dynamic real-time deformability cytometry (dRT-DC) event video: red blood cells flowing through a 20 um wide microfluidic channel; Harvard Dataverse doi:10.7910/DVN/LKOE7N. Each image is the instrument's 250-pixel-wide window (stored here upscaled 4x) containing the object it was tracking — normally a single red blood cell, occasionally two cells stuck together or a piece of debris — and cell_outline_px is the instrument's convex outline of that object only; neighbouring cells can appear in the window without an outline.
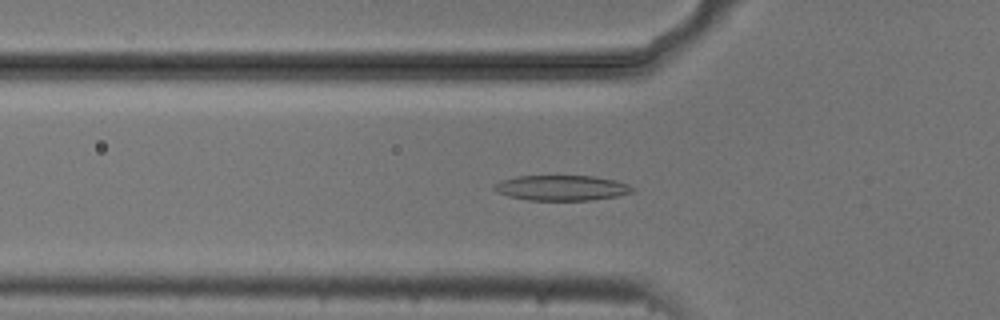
{"species": "common noctule bat (a hibernating species)", "species_latin": "Nyctalus noctula", "temperature_condition": "cold", "stored_images_in_passage": 54, "camera_frame_rate_fps": 3000, "um_per_image_px": 0.085, "animal": {"sex": "male", "body_mass_g": 20.5, "forearm_length_mm": 52.5}, "frame": {"image": 1, "passage_image": 17, "time_ms": 5.333, "image_size_px": [1000, 320], "cell_outline_px": [[636, 188], [632, 192], [616, 196], [592, 200], [528, 200], [508, 196], [496, 192], [492, 188], [492, 184], [500, 180], [516, 176], [592, 176], [616, 180], [628, 184]], "centroid_in_image_um": [47.7, 15.96], "position_along_channel_um": 78.1, "area_um2": 20.52}}
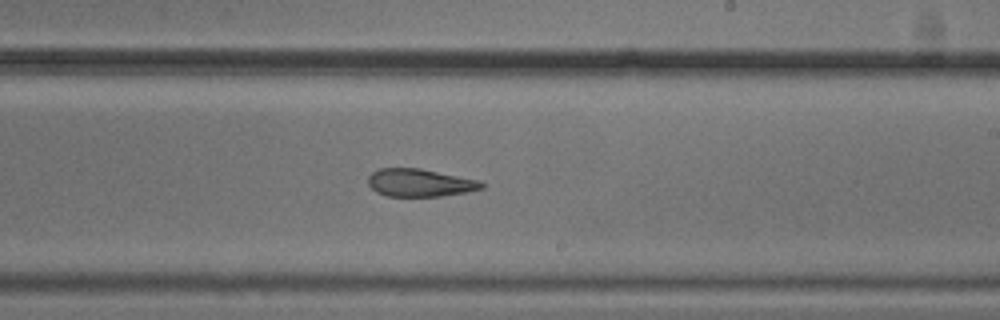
{"frame": {"image": 2, "passage_image": 31, "time_ms": 10.0, "image_size_px": [1000, 320], "cell_outline_px": [[484, 188], [468, 192], [440, 196], [388, 196], [376, 192], [368, 184], [368, 176], [372, 172], [380, 168], [420, 168], [480, 180], [484, 184]], "centroid_in_image_um": [35.7, 15.53], "position_along_channel_um": 253.3, "area_um2": 18.44}}
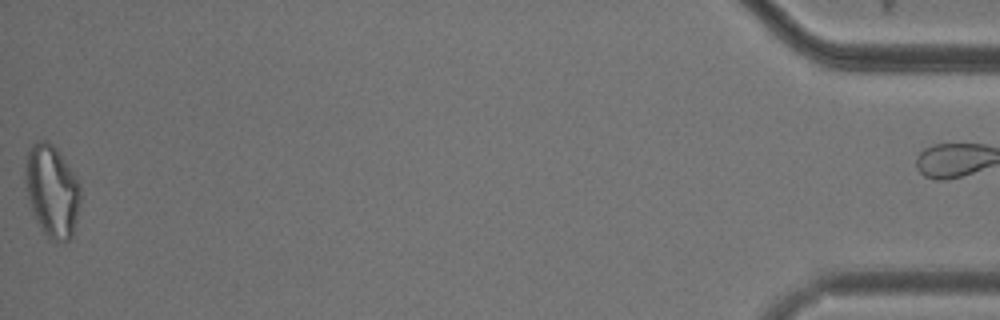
{"frame": {"image": 3, "passage_image": 53, "time_ms": 17.333, "image_size_px": [1000, 320], "cell_outline_px": [[80, 200], [76, 220], [72, 236], [64, 244], [56, 244], [44, 232], [36, 220], [32, 212], [24, 180], [24, 156], [32, 144], [36, 140], [48, 140], [56, 148], [76, 176], [80, 184]], "centroid_in_image_um": [4.39, 16.22], "position_along_channel_um": 430.8, "area_um2": 30.06}, "authors_computed_cell_mechanics": {"area_um2": 20.8658, "velocity_mm_per_s": 3.7244, "shape_relaxation_time_tau1_ms": null, "shape_relaxation_time_tau2_ms": 4.4613, "deformation_change_tau1": null, "deformation_change_tau2": 0.1454}}